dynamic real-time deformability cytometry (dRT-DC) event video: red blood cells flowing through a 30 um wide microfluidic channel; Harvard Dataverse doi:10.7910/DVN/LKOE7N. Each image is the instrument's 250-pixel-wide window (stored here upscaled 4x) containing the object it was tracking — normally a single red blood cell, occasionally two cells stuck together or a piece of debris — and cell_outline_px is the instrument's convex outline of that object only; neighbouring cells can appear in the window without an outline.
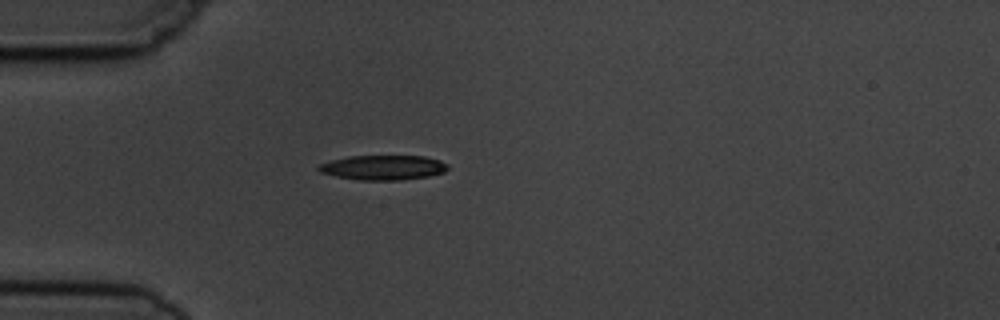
{"species": "common noctule bat (a hibernating species)", "species_latin": "Nyctalus noctula", "temperature_condition": "cold", "stored_images_in_passage": 1, "camera_frame_rate_fps": 3000, "um_per_image_px": 0.085, "animal": {"sex": "male", "body_mass_g": 19.5, "forearm_length_mm": 54.6}, "frame": {"image": 1, "passage_image": 1, "time_ms": 0.0, "image_size_px": [1000, 320], "cell_outline_px": [[448, 168], [444, 172], [428, 176], [400, 180], [360, 180], [336, 176], [320, 172], [316, 168], [320, 164], [332, 160], [348, 156], [424, 156], [440, 160], [448, 164]], "centroid_in_image_um": [32.57, 14.24], "position_along_channel_um": 52.4, "area_um2": 18.55}}